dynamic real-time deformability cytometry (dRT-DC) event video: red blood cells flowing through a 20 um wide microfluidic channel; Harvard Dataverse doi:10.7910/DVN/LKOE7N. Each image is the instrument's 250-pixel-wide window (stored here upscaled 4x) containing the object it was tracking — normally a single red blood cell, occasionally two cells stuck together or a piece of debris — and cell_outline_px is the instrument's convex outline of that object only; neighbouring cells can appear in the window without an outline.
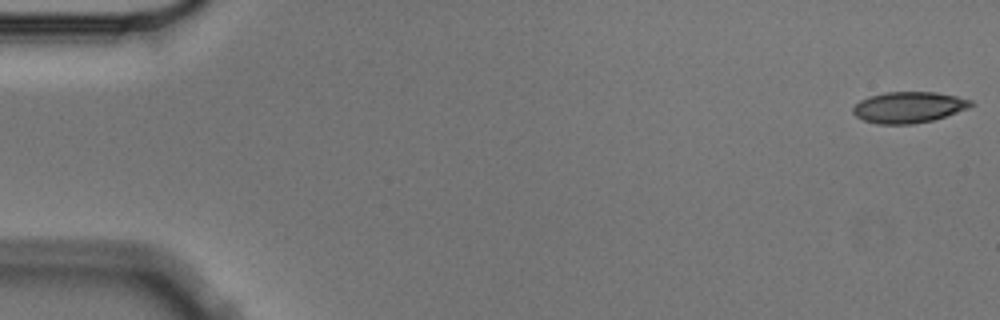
{"species": "Egyptian fruit bat (a non-hibernating species)", "species_latin": "Rousettus aegyptiacus", "temperature_condition": "cold", "stored_images_in_passage": 5, "camera_frame_rate_fps": 3000, "um_per_image_px": 0.085, "animal": {"sex": "male"}, "frame": {"image": 1, "passage_image": 1, "time_ms": 0.0, "image_size_px": [1000, 320], "cell_outline_px": [[976, 104], [968, 108], [932, 120], [912, 124], [876, 124], [864, 120], [856, 116], [852, 112], [852, 108], [860, 100], [868, 96], [884, 92], [936, 92], [956, 96], [972, 100]], "centroid_in_image_um": [77.22, 9.11], "position_along_channel_um": 7.8, "area_um2": 21.39}}
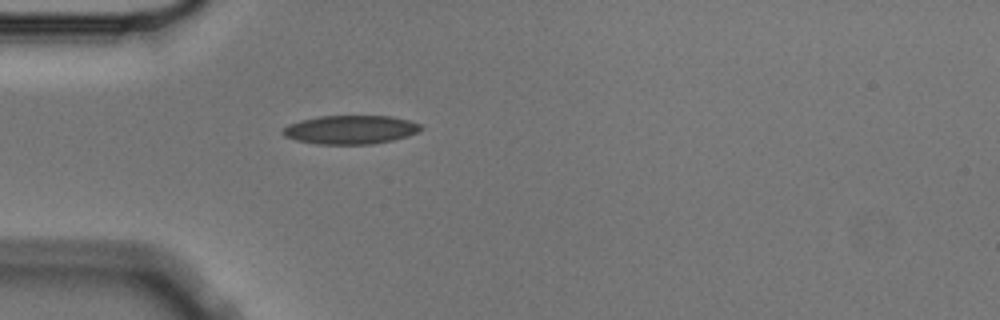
{"frame": {"image": 2, "passage_image": 5, "time_ms": 1.333, "image_size_px": [1000, 320], "cell_outline_px": [[424, 128], [408, 136], [392, 140], [372, 144], [316, 144], [296, 140], [284, 136], [280, 132], [288, 124], [300, 120], [320, 116], [392, 116], [408, 120], [420, 124]], "centroid_in_image_um": [29.77, 11.02], "position_along_channel_um": 55.2, "area_um2": 23.12}}